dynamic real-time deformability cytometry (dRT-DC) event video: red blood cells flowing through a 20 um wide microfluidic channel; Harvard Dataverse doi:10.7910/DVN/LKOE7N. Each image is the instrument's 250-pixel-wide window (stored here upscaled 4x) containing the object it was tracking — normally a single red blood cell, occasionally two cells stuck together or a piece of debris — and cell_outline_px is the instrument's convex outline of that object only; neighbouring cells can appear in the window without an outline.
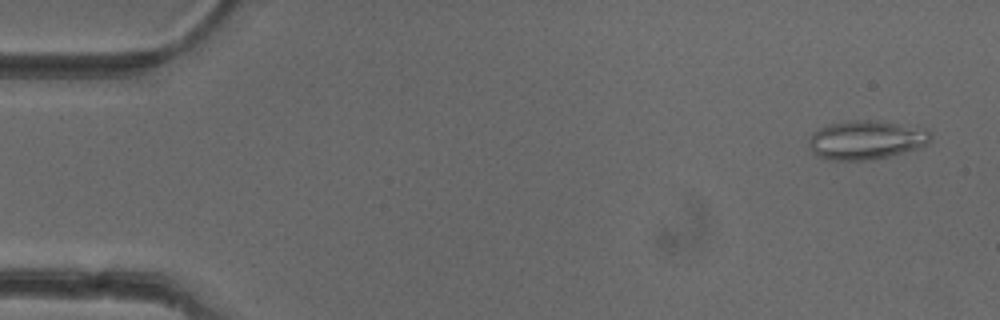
{"species": "common noctule bat (a hibernating species)", "species_latin": "Nyctalus noctula", "temperature_condition": "cold", "stored_images_in_passage": 51, "camera_frame_rate_fps": 3000, "um_per_image_px": 0.085, "animal": {"sex": "female"}, "frame": {"image": 1, "passage_image": 2, "time_ms": 0.333, "image_size_px": [1000, 320], "cell_outline_px": [[932, 136], [928, 144], [920, 148], [872, 160], [828, 160], [812, 152], [808, 144], [808, 140], [812, 132], [828, 124], [852, 120], [876, 120], [920, 124], [928, 128]], "centroid_in_image_um": [73.71, 11.86], "position_along_channel_um": 11.3, "area_um2": 28.5}}
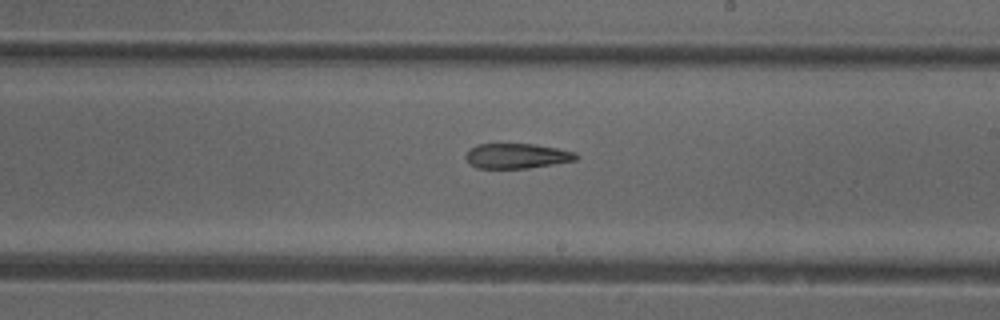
{"frame": {"image": 2, "passage_image": 29, "time_ms": 9.333, "image_size_px": [1000, 320], "cell_outline_px": [[580, 156], [576, 160], [528, 168], [476, 168], [468, 164], [464, 156], [468, 148], [476, 144], [532, 144], [556, 148], [576, 152]], "centroid_in_image_um": [43.87, 13.25], "position_along_channel_um": 245.1, "area_um2": 16.24}}
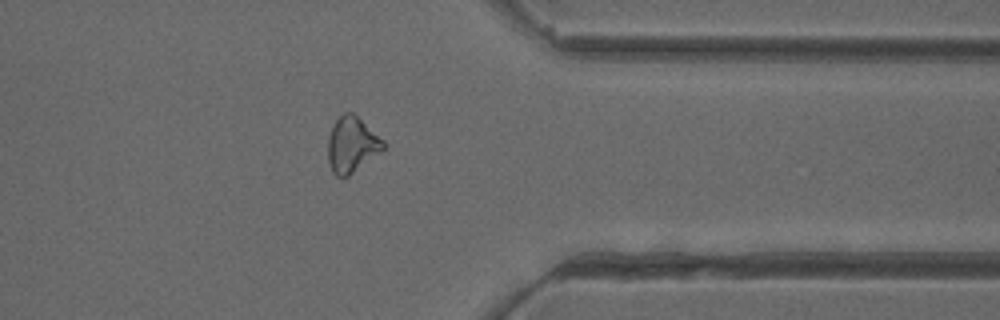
{"frame": {"image": 3, "passage_image": 40, "time_ms": 13.0, "image_size_px": [1000, 320], "cell_outline_px": [[384, 148], [380, 152], [348, 176], [336, 176], [332, 172], [328, 160], [328, 136], [332, 124], [344, 112], [352, 112], [384, 140]], "centroid_in_image_um": [29.88, 12.29], "position_along_channel_um": 381.5, "area_um2": 17.74}}